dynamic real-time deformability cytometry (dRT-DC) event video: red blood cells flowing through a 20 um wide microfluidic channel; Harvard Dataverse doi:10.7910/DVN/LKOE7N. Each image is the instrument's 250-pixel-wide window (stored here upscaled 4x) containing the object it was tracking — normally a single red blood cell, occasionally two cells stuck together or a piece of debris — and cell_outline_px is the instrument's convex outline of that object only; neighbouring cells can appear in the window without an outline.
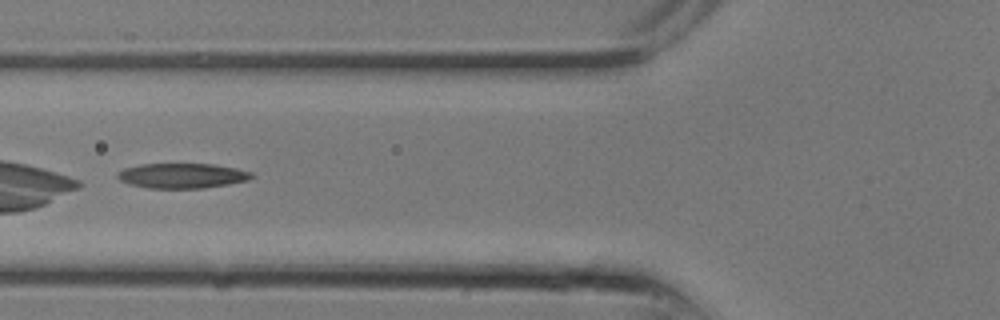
{"species": "common noctule bat (a hibernating species)", "species_latin": "Nyctalus noctula", "temperature_condition": "room temperature", "stored_images_in_passage": 10, "camera_frame_rate_fps": 3000, "um_per_image_px": 0.085, "animal": {"sex": "male", "body_mass_g": 13.3}, "frame": {"image": 1, "passage_image": 9, "time_ms": 2.667, "image_size_px": [1000, 320], "cell_outline_px": [[256, 176], [248, 180], [228, 184], [204, 188], [148, 188], [128, 184], [120, 180], [116, 176], [124, 168], [140, 164], [212, 164], [236, 168], [252, 172]], "centroid_in_image_um": [15.5, 14.94], "position_along_channel_um": 110.3, "area_um2": 19.54}}